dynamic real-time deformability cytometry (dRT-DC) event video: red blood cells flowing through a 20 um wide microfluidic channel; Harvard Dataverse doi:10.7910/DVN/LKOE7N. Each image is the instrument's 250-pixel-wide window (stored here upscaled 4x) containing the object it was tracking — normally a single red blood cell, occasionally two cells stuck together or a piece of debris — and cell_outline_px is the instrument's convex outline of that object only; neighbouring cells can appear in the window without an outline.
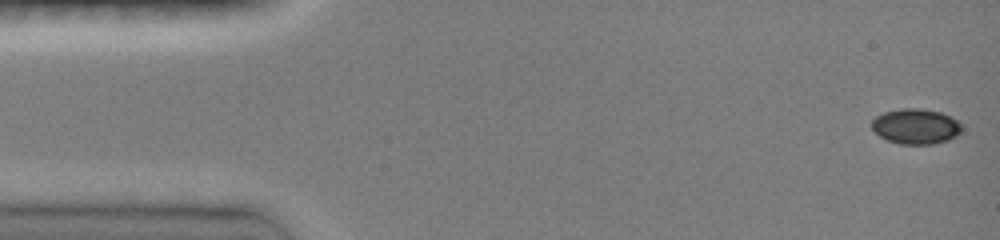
{"species": "common noctule bat (a hibernating species)", "species_latin": "Nyctalus noctula", "temperature_condition": "room temperature", "stored_images_in_passage": 60, "camera_frame_rate_fps": 3000, "um_per_image_px": 0.085, "animal": {"sex": "female", "body_mass_g": 19.0, "forearm_length_mm": 51.5}, "frame": {"image": 1, "passage_image": 1, "time_ms": 0.0, "image_size_px": [1000, 240], "cell_outline_px": [[960, 132], [956, 136], [948, 140], [932, 144], [900, 144], [888, 140], [880, 136], [872, 128], [872, 120], [876, 116], [884, 112], [904, 108], [920, 108], [940, 112], [956, 120], [960, 124]], "centroid_in_image_um": [77.82, 10.74], "position_along_channel_um": 7.2, "area_um2": 18.26}}
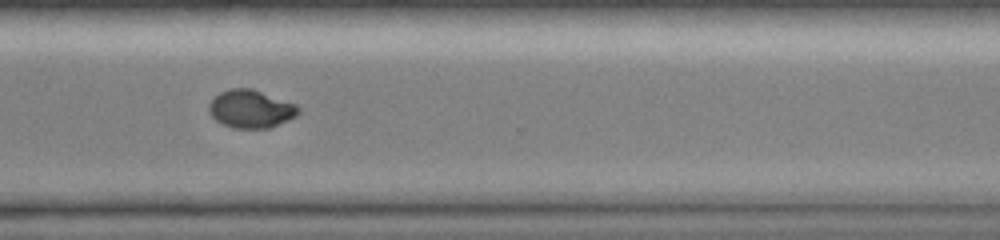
{"frame": {"image": 2, "passage_image": 44, "time_ms": 11.333, "image_size_px": [1000, 240], "cell_outline_px": [[300, 112], [296, 116], [288, 120], [268, 128], [232, 128], [216, 120], [208, 112], [208, 104], [220, 92], [232, 88], [252, 88], [296, 104], [300, 108]], "centroid_in_image_um": [21.32, 9.25], "position_along_channel_um": 349.3, "area_um2": 19.77}}
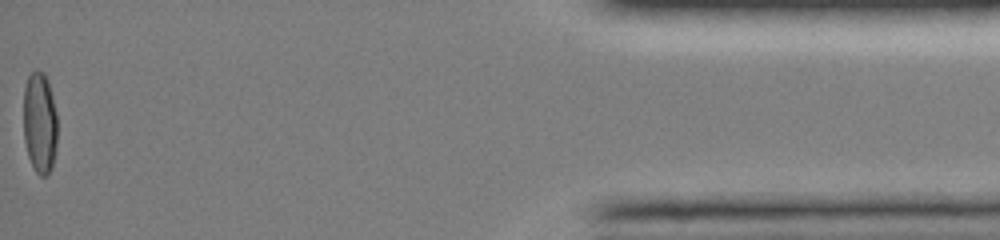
{"frame": {"image": 3, "passage_image": 59, "time_ms": 15.333, "image_size_px": [1000, 240], "cell_outline_px": [[56, 152], [52, 168], [48, 176], [40, 176], [36, 172], [28, 156], [24, 140], [24, 88], [28, 76], [36, 68], [44, 72], [48, 80], [56, 112]], "centroid_in_image_um": [3.38, 10.44], "position_along_channel_um": 431.8, "area_um2": 20.23}, "authors_computed_cell_mechanics": {"area_um2": 20.1144, "velocity_mm_per_s": 4.0866, "shape_relaxation_time_tau1_ms": 8.8677, "shape_relaxation_time_tau2_ms": 1.4751, "deformation_change_tau1": 0.2212, "deformation_change_tau2": 0.028}}